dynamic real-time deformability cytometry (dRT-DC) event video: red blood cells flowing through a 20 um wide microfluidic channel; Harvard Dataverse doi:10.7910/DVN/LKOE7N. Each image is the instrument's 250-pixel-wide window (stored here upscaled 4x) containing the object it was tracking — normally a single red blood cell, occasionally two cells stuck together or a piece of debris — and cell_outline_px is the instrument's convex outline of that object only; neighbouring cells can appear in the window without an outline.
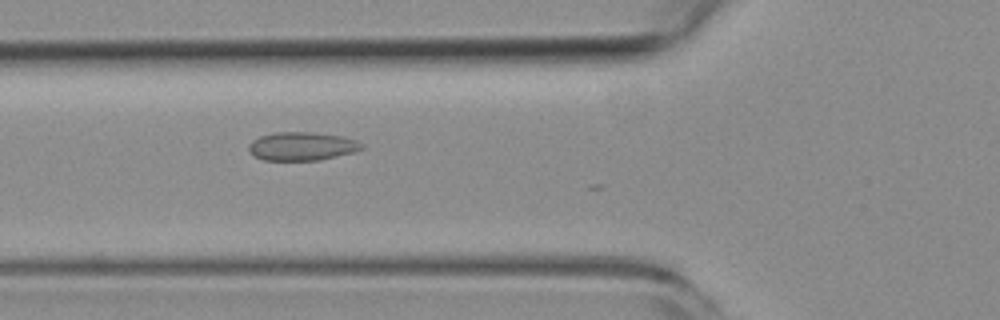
{"species": "common noctule bat (a hibernating species)", "species_latin": "Nyctalus noctula", "temperature_condition": "room temperature", "stored_images_in_passage": 4, "camera_frame_rate_fps": 3000, "um_per_image_px": 0.085, "animal": {"sex": "female", "body_mass_g": 19.3, "forearm_length_mm": 54.1}, "frame": {"image": 1, "passage_image": 4, "time_ms": 4.333, "image_size_px": [1000, 320], "cell_outline_px": [[364, 148], [352, 152], [320, 160], [264, 160], [252, 156], [248, 148], [248, 144], [252, 140], [260, 136], [276, 132], [312, 132], [344, 136], [356, 140], [364, 144]], "centroid_in_image_um": [25.65, 12.42], "position_along_channel_um": 100.2, "area_um2": 18.84}}